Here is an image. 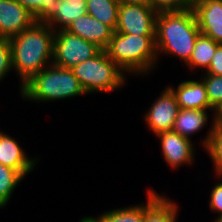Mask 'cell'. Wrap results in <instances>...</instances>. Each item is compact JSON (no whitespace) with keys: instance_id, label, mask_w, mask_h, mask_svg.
Returning <instances> with one entry per match:
<instances>
[{"instance_id":"obj_28","label":"cell","mask_w":222,"mask_h":222,"mask_svg":"<svg viewBox=\"0 0 222 222\" xmlns=\"http://www.w3.org/2000/svg\"><path fill=\"white\" fill-rule=\"evenodd\" d=\"M204 73L222 76V44L217 46L216 52L211 59V63Z\"/></svg>"},{"instance_id":"obj_18","label":"cell","mask_w":222,"mask_h":222,"mask_svg":"<svg viewBox=\"0 0 222 222\" xmlns=\"http://www.w3.org/2000/svg\"><path fill=\"white\" fill-rule=\"evenodd\" d=\"M86 8L87 14L109 26L115 32L119 14L117 0H86Z\"/></svg>"},{"instance_id":"obj_16","label":"cell","mask_w":222,"mask_h":222,"mask_svg":"<svg viewBox=\"0 0 222 222\" xmlns=\"http://www.w3.org/2000/svg\"><path fill=\"white\" fill-rule=\"evenodd\" d=\"M148 191L147 203L144 204V222H176L177 204L152 189Z\"/></svg>"},{"instance_id":"obj_14","label":"cell","mask_w":222,"mask_h":222,"mask_svg":"<svg viewBox=\"0 0 222 222\" xmlns=\"http://www.w3.org/2000/svg\"><path fill=\"white\" fill-rule=\"evenodd\" d=\"M38 159L30 158L15 138L0 131V163L17 170L24 178L33 171Z\"/></svg>"},{"instance_id":"obj_2","label":"cell","mask_w":222,"mask_h":222,"mask_svg":"<svg viewBox=\"0 0 222 222\" xmlns=\"http://www.w3.org/2000/svg\"><path fill=\"white\" fill-rule=\"evenodd\" d=\"M192 7L181 11L159 12L156 16L155 46L157 57L169 54L186 65L200 35Z\"/></svg>"},{"instance_id":"obj_3","label":"cell","mask_w":222,"mask_h":222,"mask_svg":"<svg viewBox=\"0 0 222 222\" xmlns=\"http://www.w3.org/2000/svg\"><path fill=\"white\" fill-rule=\"evenodd\" d=\"M107 55L125 72L146 75L158 61L155 35H131L113 32Z\"/></svg>"},{"instance_id":"obj_31","label":"cell","mask_w":222,"mask_h":222,"mask_svg":"<svg viewBox=\"0 0 222 222\" xmlns=\"http://www.w3.org/2000/svg\"><path fill=\"white\" fill-rule=\"evenodd\" d=\"M79 222H96L91 216L90 217H83Z\"/></svg>"},{"instance_id":"obj_4","label":"cell","mask_w":222,"mask_h":222,"mask_svg":"<svg viewBox=\"0 0 222 222\" xmlns=\"http://www.w3.org/2000/svg\"><path fill=\"white\" fill-rule=\"evenodd\" d=\"M20 92L23 99L34 100L37 103L70 99L86 94L71 69L53 64L33 76L22 86Z\"/></svg>"},{"instance_id":"obj_11","label":"cell","mask_w":222,"mask_h":222,"mask_svg":"<svg viewBox=\"0 0 222 222\" xmlns=\"http://www.w3.org/2000/svg\"><path fill=\"white\" fill-rule=\"evenodd\" d=\"M160 139L163 158L172 168L191 165L194 158V143L174 131L161 132L156 135ZM193 143V144H192Z\"/></svg>"},{"instance_id":"obj_8","label":"cell","mask_w":222,"mask_h":222,"mask_svg":"<svg viewBox=\"0 0 222 222\" xmlns=\"http://www.w3.org/2000/svg\"><path fill=\"white\" fill-rule=\"evenodd\" d=\"M160 95L152 103L144 117L149 130L155 135L161 132L173 131L175 120L180 110L175 94L168 86Z\"/></svg>"},{"instance_id":"obj_13","label":"cell","mask_w":222,"mask_h":222,"mask_svg":"<svg viewBox=\"0 0 222 222\" xmlns=\"http://www.w3.org/2000/svg\"><path fill=\"white\" fill-rule=\"evenodd\" d=\"M69 33L79 36L104 50L111 40L113 30L89 14L74 20L66 29Z\"/></svg>"},{"instance_id":"obj_1","label":"cell","mask_w":222,"mask_h":222,"mask_svg":"<svg viewBox=\"0 0 222 222\" xmlns=\"http://www.w3.org/2000/svg\"><path fill=\"white\" fill-rule=\"evenodd\" d=\"M55 32L46 23L34 22L9 38L12 70L20 77V89L33 76L52 64Z\"/></svg>"},{"instance_id":"obj_19","label":"cell","mask_w":222,"mask_h":222,"mask_svg":"<svg viewBox=\"0 0 222 222\" xmlns=\"http://www.w3.org/2000/svg\"><path fill=\"white\" fill-rule=\"evenodd\" d=\"M219 43L212 38L200 34L195 42L194 49L190 56L189 62L186 64L189 69L203 68L208 69L211 59L216 52Z\"/></svg>"},{"instance_id":"obj_25","label":"cell","mask_w":222,"mask_h":222,"mask_svg":"<svg viewBox=\"0 0 222 222\" xmlns=\"http://www.w3.org/2000/svg\"><path fill=\"white\" fill-rule=\"evenodd\" d=\"M12 71L11 46L8 39L0 38V81Z\"/></svg>"},{"instance_id":"obj_21","label":"cell","mask_w":222,"mask_h":222,"mask_svg":"<svg viewBox=\"0 0 222 222\" xmlns=\"http://www.w3.org/2000/svg\"><path fill=\"white\" fill-rule=\"evenodd\" d=\"M92 218L96 222H144V203L106 211Z\"/></svg>"},{"instance_id":"obj_15","label":"cell","mask_w":222,"mask_h":222,"mask_svg":"<svg viewBox=\"0 0 222 222\" xmlns=\"http://www.w3.org/2000/svg\"><path fill=\"white\" fill-rule=\"evenodd\" d=\"M175 94L178 106L181 109L216 110L210 105L208 94L203 80H188L178 84L177 89L168 86Z\"/></svg>"},{"instance_id":"obj_12","label":"cell","mask_w":222,"mask_h":222,"mask_svg":"<svg viewBox=\"0 0 222 222\" xmlns=\"http://www.w3.org/2000/svg\"><path fill=\"white\" fill-rule=\"evenodd\" d=\"M191 7L200 33L222 44V0H194Z\"/></svg>"},{"instance_id":"obj_30","label":"cell","mask_w":222,"mask_h":222,"mask_svg":"<svg viewBox=\"0 0 222 222\" xmlns=\"http://www.w3.org/2000/svg\"><path fill=\"white\" fill-rule=\"evenodd\" d=\"M214 116H215V124L222 126V106L216 110V114H214Z\"/></svg>"},{"instance_id":"obj_10","label":"cell","mask_w":222,"mask_h":222,"mask_svg":"<svg viewBox=\"0 0 222 222\" xmlns=\"http://www.w3.org/2000/svg\"><path fill=\"white\" fill-rule=\"evenodd\" d=\"M34 22V15L16 0H0V38L18 35Z\"/></svg>"},{"instance_id":"obj_5","label":"cell","mask_w":222,"mask_h":222,"mask_svg":"<svg viewBox=\"0 0 222 222\" xmlns=\"http://www.w3.org/2000/svg\"><path fill=\"white\" fill-rule=\"evenodd\" d=\"M71 70L86 94L111 93L120 89L126 81V73L105 50H100L94 57L73 66Z\"/></svg>"},{"instance_id":"obj_29","label":"cell","mask_w":222,"mask_h":222,"mask_svg":"<svg viewBox=\"0 0 222 222\" xmlns=\"http://www.w3.org/2000/svg\"><path fill=\"white\" fill-rule=\"evenodd\" d=\"M117 1L119 5L131 4V3L151 5L152 0H117Z\"/></svg>"},{"instance_id":"obj_17","label":"cell","mask_w":222,"mask_h":222,"mask_svg":"<svg viewBox=\"0 0 222 222\" xmlns=\"http://www.w3.org/2000/svg\"><path fill=\"white\" fill-rule=\"evenodd\" d=\"M208 116L207 110L180 108L173 131L191 139L190 135L198 133L208 124Z\"/></svg>"},{"instance_id":"obj_7","label":"cell","mask_w":222,"mask_h":222,"mask_svg":"<svg viewBox=\"0 0 222 222\" xmlns=\"http://www.w3.org/2000/svg\"><path fill=\"white\" fill-rule=\"evenodd\" d=\"M157 12L152 5H119L116 32L131 35H155Z\"/></svg>"},{"instance_id":"obj_26","label":"cell","mask_w":222,"mask_h":222,"mask_svg":"<svg viewBox=\"0 0 222 222\" xmlns=\"http://www.w3.org/2000/svg\"><path fill=\"white\" fill-rule=\"evenodd\" d=\"M209 208L215 212H218V218H216L213 222H221L222 221V182L216 183L212 188L210 194Z\"/></svg>"},{"instance_id":"obj_22","label":"cell","mask_w":222,"mask_h":222,"mask_svg":"<svg viewBox=\"0 0 222 222\" xmlns=\"http://www.w3.org/2000/svg\"><path fill=\"white\" fill-rule=\"evenodd\" d=\"M23 178L17 170L0 163V209L9 203L12 193Z\"/></svg>"},{"instance_id":"obj_9","label":"cell","mask_w":222,"mask_h":222,"mask_svg":"<svg viewBox=\"0 0 222 222\" xmlns=\"http://www.w3.org/2000/svg\"><path fill=\"white\" fill-rule=\"evenodd\" d=\"M84 14H87L86 0H55L49 5H42V23H46L54 32L66 30Z\"/></svg>"},{"instance_id":"obj_6","label":"cell","mask_w":222,"mask_h":222,"mask_svg":"<svg viewBox=\"0 0 222 222\" xmlns=\"http://www.w3.org/2000/svg\"><path fill=\"white\" fill-rule=\"evenodd\" d=\"M101 49L67 30L55 31L52 64L71 69L94 57Z\"/></svg>"},{"instance_id":"obj_20","label":"cell","mask_w":222,"mask_h":222,"mask_svg":"<svg viewBox=\"0 0 222 222\" xmlns=\"http://www.w3.org/2000/svg\"><path fill=\"white\" fill-rule=\"evenodd\" d=\"M213 116L212 126L207 132V136L203 139V147L209 153L212 159L215 173L222 177V126L215 124V116Z\"/></svg>"},{"instance_id":"obj_27","label":"cell","mask_w":222,"mask_h":222,"mask_svg":"<svg viewBox=\"0 0 222 222\" xmlns=\"http://www.w3.org/2000/svg\"><path fill=\"white\" fill-rule=\"evenodd\" d=\"M22 6L27 8L35 18L36 22L42 23V5H49L51 1L55 0H16Z\"/></svg>"},{"instance_id":"obj_23","label":"cell","mask_w":222,"mask_h":222,"mask_svg":"<svg viewBox=\"0 0 222 222\" xmlns=\"http://www.w3.org/2000/svg\"><path fill=\"white\" fill-rule=\"evenodd\" d=\"M201 78L206 87L209 103L217 110L222 106V76L204 74Z\"/></svg>"},{"instance_id":"obj_24","label":"cell","mask_w":222,"mask_h":222,"mask_svg":"<svg viewBox=\"0 0 222 222\" xmlns=\"http://www.w3.org/2000/svg\"><path fill=\"white\" fill-rule=\"evenodd\" d=\"M152 7L157 13L186 10L192 6V0H152Z\"/></svg>"}]
</instances>
